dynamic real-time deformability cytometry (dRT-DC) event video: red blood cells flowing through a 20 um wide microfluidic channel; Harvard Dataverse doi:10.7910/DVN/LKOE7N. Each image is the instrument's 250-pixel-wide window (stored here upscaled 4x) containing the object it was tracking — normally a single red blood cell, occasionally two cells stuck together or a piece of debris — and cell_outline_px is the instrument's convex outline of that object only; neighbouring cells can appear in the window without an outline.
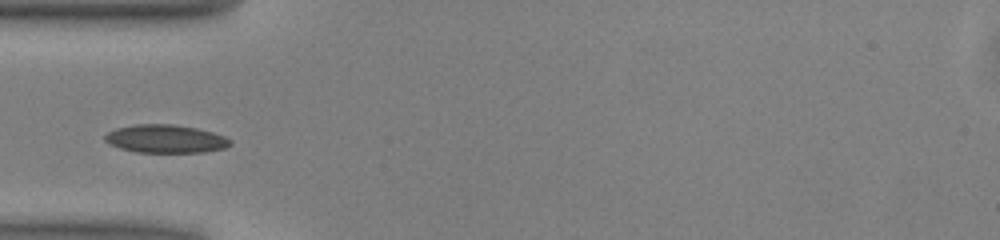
{"species": "common noctule bat (a hibernating species)", "species_latin": "Nyctalus noctula", "temperature_condition": "warm", "stored_images_in_passage": 36, "camera_frame_rate_fps": 3000, "um_per_image_px": 0.085, "animal": {"sex": "male", "body_mass_g": 13.0, "forearm_length_mm": 53.1}, "frame": {"image": 1, "passage_image": 1, "time_ms": 0.0, "image_size_px": [1000, 240], "cell_outline_px": [[232, 144], [224, 148], [204, 152], [136, 152], [120, 148], [104, 140], [104, 136], [108, 132], [116, 128], [136, 124], [172, 124], [196, 128], [212, 132], [224, 136], [232, 140]], "centroid_in_image_um": [14.09, 11.8], "position_along_channel_um": 70.9, "area_um2": 20.46}}
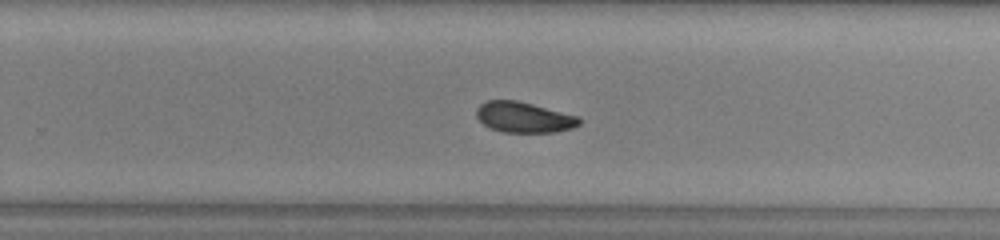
{"frame": {"image": 2, "passage_image": 17, "time_ms": 5.333, "image_size_px": [1000, 240], "cell_outline_px": [[580, 124], [572, 128], [556, 132], [504, 132], [492, 128], [484, 124], [476, 116], [476, 108], [480, 104], [488, 100], [516, 100], [580, 116]], "centroid_in_image_um": [44.54, 9.96], "position_along_channel_um": 285.3, "area_um2": 18.26}}
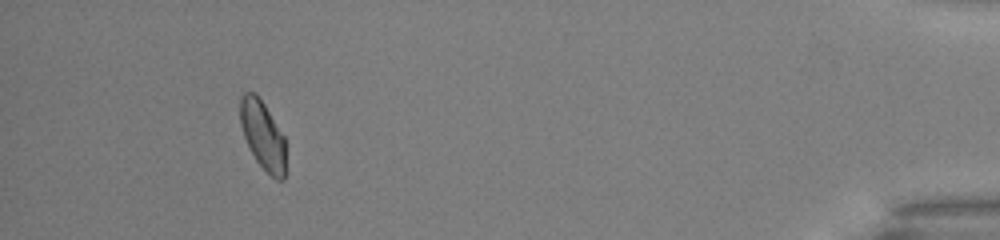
{"frame": {"image": 3, "passage_image": 32, "time_ms": 10.333, "image_size_px": [1000, 240], "cell_outline_px": [[284, 180], [276, 180], [256, 160], [244, 136], [240, 124], [240, 96], [244, 92], [256, 92], [264, 104], [284, 136]], "centroid_in_image_um": [22.31, 11.44], "position_along_channel_um": 412.9, "area_um2": 17.86}}